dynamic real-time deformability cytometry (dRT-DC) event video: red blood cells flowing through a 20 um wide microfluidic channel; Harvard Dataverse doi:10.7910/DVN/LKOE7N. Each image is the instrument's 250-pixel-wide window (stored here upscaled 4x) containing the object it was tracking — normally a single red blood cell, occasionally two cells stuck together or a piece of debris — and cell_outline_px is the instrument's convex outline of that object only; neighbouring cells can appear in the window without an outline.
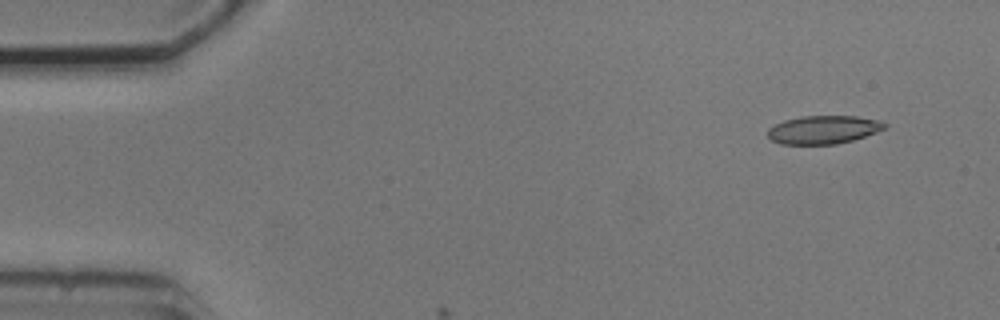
{"species": "common noctule bat (a hibernating species)", "species_latin": "Nyctalus noctula", "temperature_condition": "cold", "stored_images_in_passage": 2, "camera_frame_rate_fps": 3000, "um_per_image_px": 0.085, "animal": {"sex": "male", "body_mass_g": 20.5, "forearm_length_mm": 52.5}, "frame": {"image": 1, "passage_image": 1, "time_ms": 0.0, "image_size_px": [1000, 320], "cell_outline_px": [[888, 128], [852, 140], [836, 144], [780, 144], [772, 140], [768, 136], [768, 128], [784, 120], [804, 116], [856, 116], [880, 120], [888, 124]], "centroid_in_image_um": [70.02, 11.02], "position_along_channel_um": 15.0, "area_um2": 19.25}}